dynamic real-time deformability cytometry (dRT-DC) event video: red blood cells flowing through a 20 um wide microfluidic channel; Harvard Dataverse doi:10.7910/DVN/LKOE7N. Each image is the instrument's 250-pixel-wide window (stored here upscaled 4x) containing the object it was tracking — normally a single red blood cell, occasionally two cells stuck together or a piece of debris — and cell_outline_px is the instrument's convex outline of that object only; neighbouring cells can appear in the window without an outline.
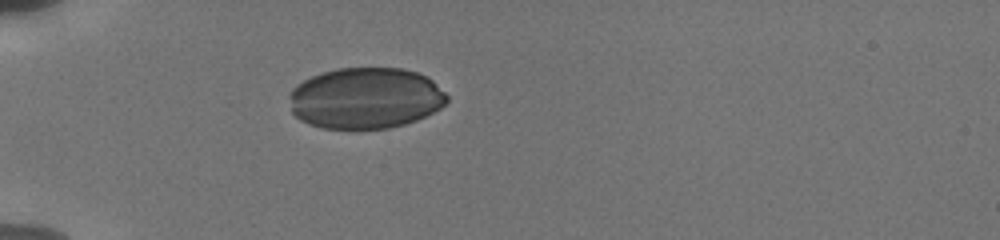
{"species": "human", "species_latin": "Homo sapiens", "temperature_condition": "cold", "stored_images_in_passage": 33, "camera_frame_rate_fps": 3000, "um_per_image_px": 0.085, "donor": {"sex": "male"}, "frame": {"image": 1, "passage_image": 1, "time_ms": 0.0, "image_size_px": [1000, 240], "cell_outline_px": [[448, 100], [440, 108], [416, 120], [404, 124], [388, 128], [324, 128], [308, 124], [300, 120], [292, 112], [288, 96], [292, 88], [296, 84], [312, 76], [336, 68], [404, 68], [428, 76], [448, 96]], "centroid_in_image_um": [31.05, 8.33], "position_along_channel_um": 54.0, "area_um2": 56.24}}
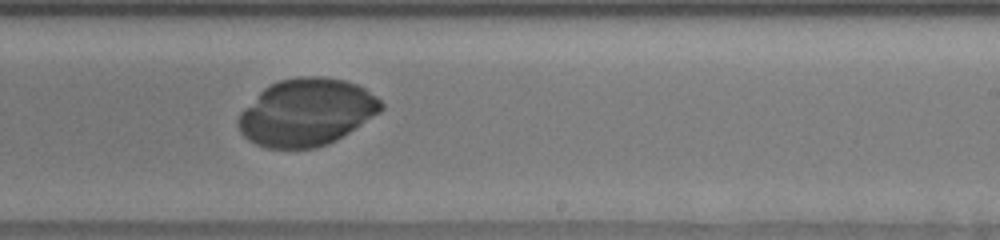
{"frame": {"image": 2, "passage_image": 19, "time_ms": 6.0, "image_size_px": [1000, 240], "cell_outline_px": [[384, 108], [380, 112], [336, 140], [328, 144], [316, 148], [268, 148], [256, 144], [248, 140], [240, 132], [236, 120], [240, 112], [264, 88], [280, 80], [300, 76], [324, 76], [344, 80], [356, 84], [364, 88], [376, 96], [384, 104]], "centroid_in_image_um": [26.05, 9.54], "position_along_channel_um": 263.0, "area_um2": 55.83}}
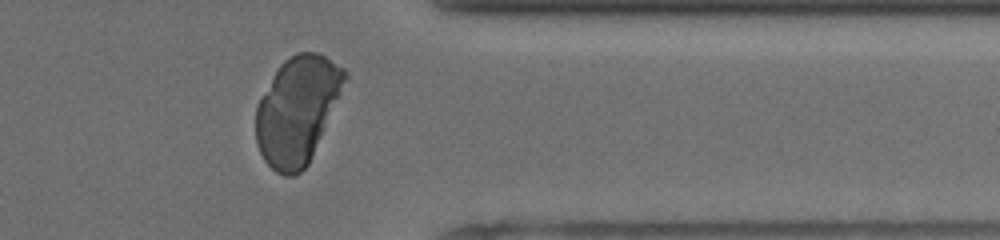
{"frame": {"image": 3, "passage_image": 29, "time_ms": 9.333, "image_size_px": [1000, 240], "cell_outline_px": [[348, 80], [312, 156], [308, 164], [296, 176], [284, 176], [276, 172], [264, 160], [256, 144], [256, 104], [280, 64], [284, 60], [296, 52], [316, 52], [324, 56], [344, 68], [348, 72]], "centroid_in_image_um": [25.28, 9.36], "position_along_channel_um": 386.1, "area_um2": 55.72}}